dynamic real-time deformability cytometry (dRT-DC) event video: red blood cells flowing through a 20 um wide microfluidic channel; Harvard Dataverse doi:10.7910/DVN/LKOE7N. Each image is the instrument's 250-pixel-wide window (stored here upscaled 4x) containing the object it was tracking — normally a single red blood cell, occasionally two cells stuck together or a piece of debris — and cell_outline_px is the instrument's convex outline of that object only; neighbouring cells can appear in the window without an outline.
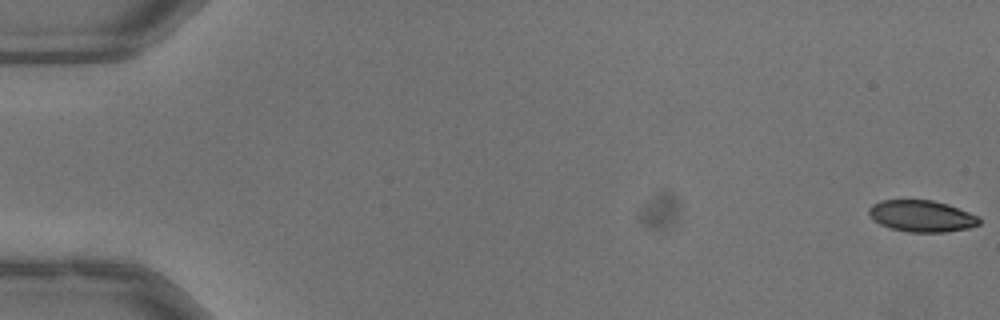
{"species": "common noctule bat (a hibernating species)", "species_latin": "Nyctalus noctula", "temperature_condition": "warm", "stored_images_in_passage": 53, "camera_frame_rate_fps": 3000, "um_per_image_px": 0.085, "animal": {"sex": "male", "body_mass_g": 13.3}, "frame": {"image": 1, "passage_image": 1, "time_ms": 0.0, "image_size_px": [1000, 320], "cell_outline_px": [[980, 224], [968, 228], [944, 232], [908, 232], [892, 228], [880, 224], [868, 212], [868, 208], [872, 204], [880, 200], [932, 200], [948, 204], [968, 212], [976, 216], [980, 220]], "centroid_in_image_um": [78.33, 18.36], "position_along_channel_um": 6.7, "area_um2": 20.06}}
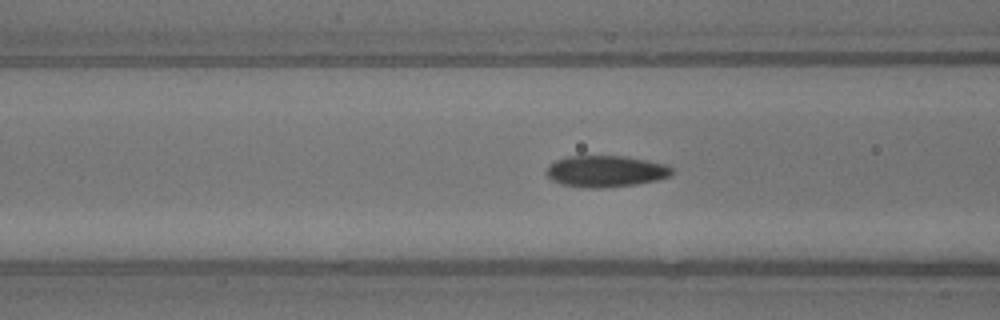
{"frame": {"image": 2, "passage_image": 22, "time_ms": 7.0, "image_size_px": [1000, 320], "cell_outline_px": [[672, 172], [668, 176], [656, 180], [636, 184], [600, 188], [584, 188], [560, 184], [552, 180], [544, 172], [548, 164], [556, 160], [568, 156], [624, 156], [648, 160], [664, 164], [672, 168]], "centroid_in_image_um": [51.42, 14.56], "position_along_channel_um": 115.2, "area_um2": 23.06}}
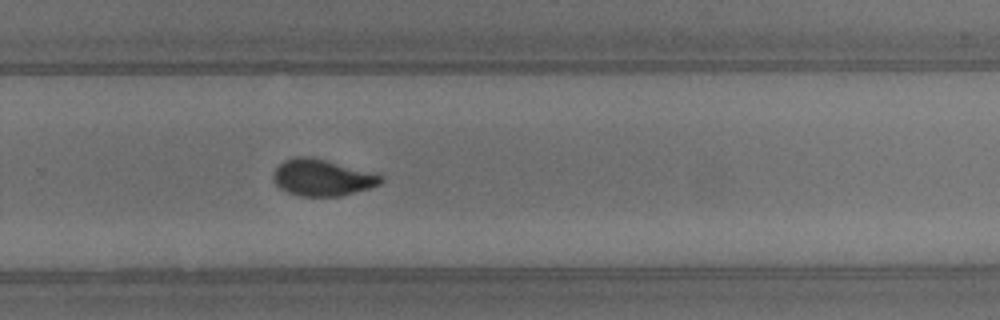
{"frame": {"image": 3, "passage_image": 36, "time_ms": 11.667, "image_size_px": [1000, 320], "cell_outline_px": [[384, 180], [380, 184], [368, 188], [340, 196], [300, 196], [288, 192], [280, 188], [276, 184], [272, 176], [276, 168], [284, 160], [292, 156], [312, 156], [376, 172], [384, 176]], "centroid_in_image_um": [27.42, 15.07], "position_along_channel_um": 302.4, "area_um2": 23.24}, "authors_computed_cell_mechanics": {"area_um2": 22.0218, "velocity_mm_per_s": 4.0167, "shape_relaxation_time_tau1_ms": 3.3605, "shape_relaxation_time_tau2_ms": null, "deformation_change_tau1": 0.1386, "deformation_change_tau2": null}}